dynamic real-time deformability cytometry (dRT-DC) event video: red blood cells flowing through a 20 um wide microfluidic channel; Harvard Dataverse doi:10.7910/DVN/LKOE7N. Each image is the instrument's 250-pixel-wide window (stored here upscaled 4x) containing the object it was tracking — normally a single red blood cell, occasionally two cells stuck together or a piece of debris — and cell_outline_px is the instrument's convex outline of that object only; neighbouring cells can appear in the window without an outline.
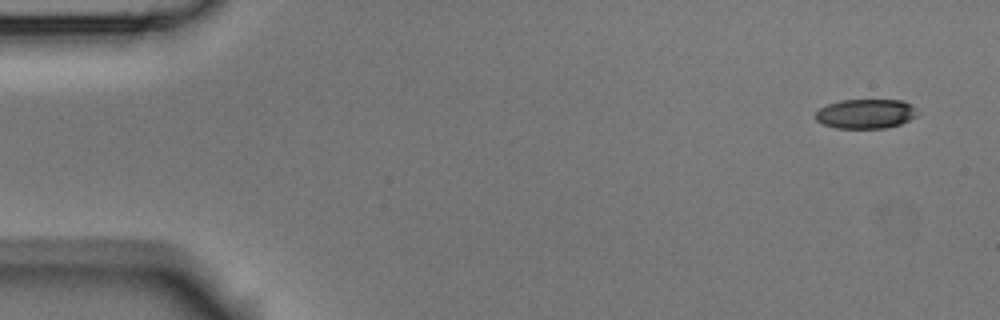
{"species": "Egyptian fruit bat (a non-hibernating species)", "species_latin": "Rousettus aegyptiacus", "temperature_condition": "room temperature", "stored_images_in_passage": 8, "camera_frame_rate_fps": 3000, "um_per_image_px": 0.085, "animal": {"sex": "male"}, "frame": {"image": 1, "passage_image": 1, "time_ms": 0.0, "image_size_px": [1000, 320], "cell_outline_px": [[916, 116], [900, 124], [888, 128], [836, 128], [824, 124], [816, 120], [812, 116], [820, 108], [828, 104], [840, 100], [904, 100], [912, 104], [916, 108]], "centroid_in_image_um": [73.57, 9.67], "position_along_channel_um": 11.4, "area_um2": 17.63}}
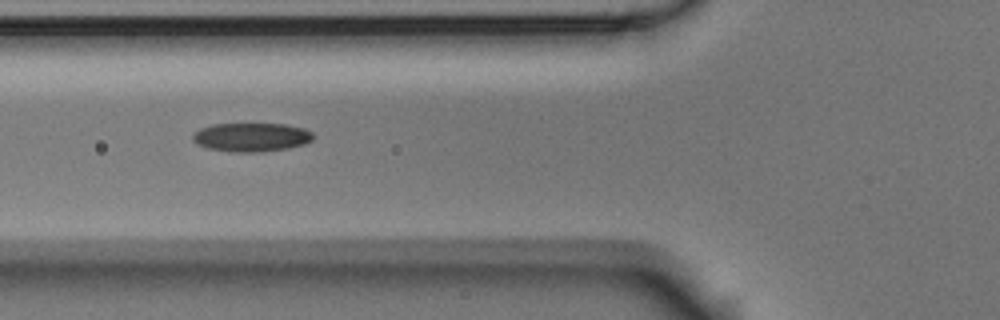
{"frame": {"image": 2, "passage_image": 6, "time_ms": 1.667, "image_size_px": [1000, 320], "cell_outline_px": [[316, 136], [312, 140], [304, 144], [288, 148], [260, 152], [228, 152], [208, 148], [192, 140], [192, 132], [200, 128], [212, 124], [288, 124], [304, 128], [312, 132]], "centroid_in_image_um": [21.38, 11.66], "position_along_channel_um": 104.4, "area_um2": 20.4}}
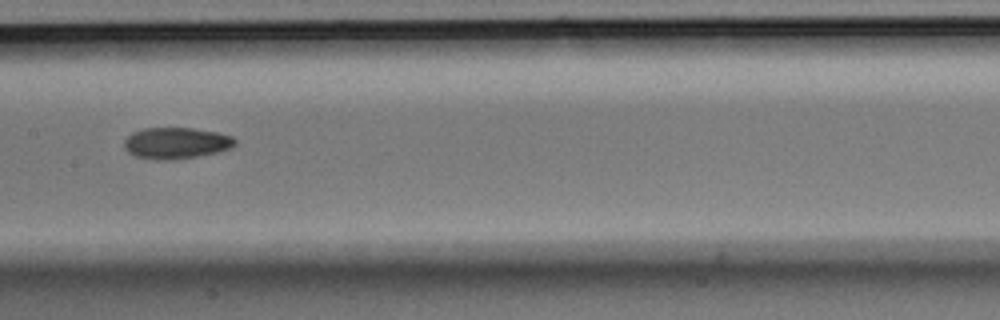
{"frame": {"image": 3, "passage_image": 8, "time_ms": 2.333, "image_size_px": [1000, 320], "cell_outline_px": [[236, 144], [232, 148], [216, 152], [176, 160], [156, 160], [136, 156], [128, 152], [124, 148], [124, 140], [132, 132], [144, 128], [192, 128], [216, 132], [232, 136], [236, 140]], "centroid_in_image_um": [14.96, 12.16], "position_along_channel_um": 192.4, "area_um2": 20.29}}